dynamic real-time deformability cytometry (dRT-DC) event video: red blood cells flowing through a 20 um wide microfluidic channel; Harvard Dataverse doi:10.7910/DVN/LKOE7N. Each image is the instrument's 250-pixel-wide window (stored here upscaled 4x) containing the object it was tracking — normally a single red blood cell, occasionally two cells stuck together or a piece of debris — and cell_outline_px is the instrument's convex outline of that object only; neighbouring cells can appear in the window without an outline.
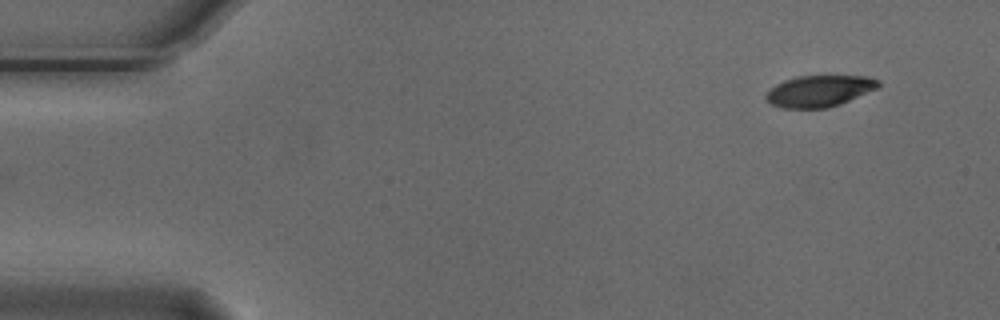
{"species": "Egyptian fruit bat (a non-hibernating species)", "species_latin": "Rousettus aegyptiacus", "temperature_condition": "cold", "stored_images_in_passage": 2, "camera_frame_rate_fps": 3000, "um_per_image_px": 0.085, "animal": {"sex": "male"}, "frame": {"image": 1, "passage_image": 2, "time_ms": 0.333, "image_size_px": [1000, 320], "cell_outline_px": [[880, 84], [876, 88], [840, 104], [828, 108], [784, 108], [772, 104], [764, 96], [776, 84], [784, 80], [796, 76], [868, 76], [880, 80]], "centroid_in_image_um": [69.64, 7.73], "position_along_channel_um": 15.4, "area_um2": 20.35}}